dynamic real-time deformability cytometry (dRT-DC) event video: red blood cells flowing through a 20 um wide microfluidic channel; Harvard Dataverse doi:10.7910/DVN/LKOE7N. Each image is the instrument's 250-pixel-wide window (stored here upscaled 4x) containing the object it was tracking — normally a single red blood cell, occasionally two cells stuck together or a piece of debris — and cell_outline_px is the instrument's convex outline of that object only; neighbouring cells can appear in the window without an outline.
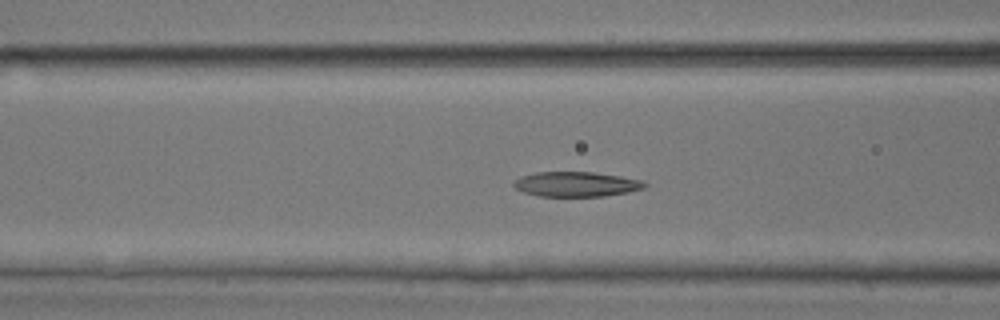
{"species": "common noctule bat (a hibernating species)", "species_latin": "Nyctalus noctula", "temperature_condition": "room temperature", "stored_images_in_passage": 12, "camera_frame_rate_fps": 3000, "um_per_image_px": 0.085, "animal": {"sex": "male", "body_mass_g": 17.9, "forearm_length_mm": 54.2}, "frame": {"image": 1, "passage_image": 9, "time_ms": 2.667, "image_size_px": [1000, 320], "cell_outline_px": [[648, 184], [644, 188], [628, 192], [604, 196], [540, 196], [524, 192], [516, 188], [512, 184], [520, 176], [536, 172], [592, 172], [620, 176], [640, 180]], "centroid_in_image_um": [48.98, 15.65], "position_along_channel_um": 117.6, "area_um2": 18.84}}